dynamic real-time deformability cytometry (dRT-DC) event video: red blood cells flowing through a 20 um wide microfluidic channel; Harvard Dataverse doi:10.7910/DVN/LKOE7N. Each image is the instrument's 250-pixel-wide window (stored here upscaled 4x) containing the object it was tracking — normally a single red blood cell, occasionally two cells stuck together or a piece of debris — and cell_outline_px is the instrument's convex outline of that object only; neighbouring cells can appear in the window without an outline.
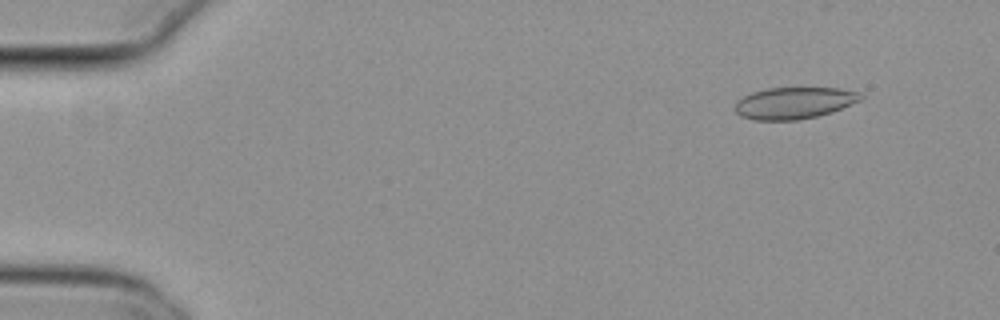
{"species": "common noctule bat (a hibernating species)", "species_latin": "Nyctalus noctula", "temperature_condition": "cold", "stored_images_in_passage": 24, "camera_frame_rate_fps": 3000, "um_per_image_px": 0.085, "animal": {"sex": "female", "body_mass_g": 29.2, "forearm_length_mm": 56.3}, "frame": {"image": 1, "passage_image": 6, "time_ms": 1.667, "image_size_px": [1000, 320], "cell_outline_px": [[864, 100], [832, 112], [816, 116], [796, 120], [752, 120], [740, 116], [736, 112], [736, 100], [752, 92], [768, 88], [840, 88], [860, 92], [864, 96]], "centroid_in_image_um": [67.54, 8.75], "position_along_channel_um": 17.5, "area_um2": 23.41}}
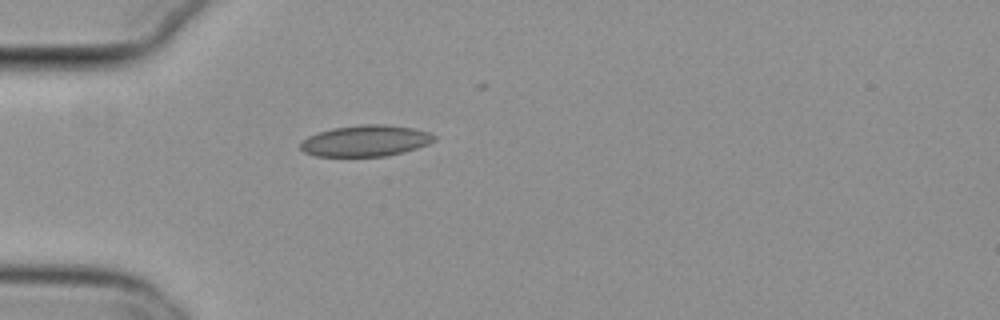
{"frame": {"image": 2, "passage_image": 17, "time_ms": 5.333, "image_size_px": [1000, 320], "cell_outline_px": [[436, 140], [428, 144], [416, 148], [384, 156], [316, 156], [304, 152], [300, 148], [300, 140], [308, 136], [332, 128], [360, 124], [388, 124], [412, 128], [428, 132], [436, 136]], "centroid_in_image_um": [31.05, 11.96], "position_along_channel_um": 54.0, "area_um2": 24.28}}
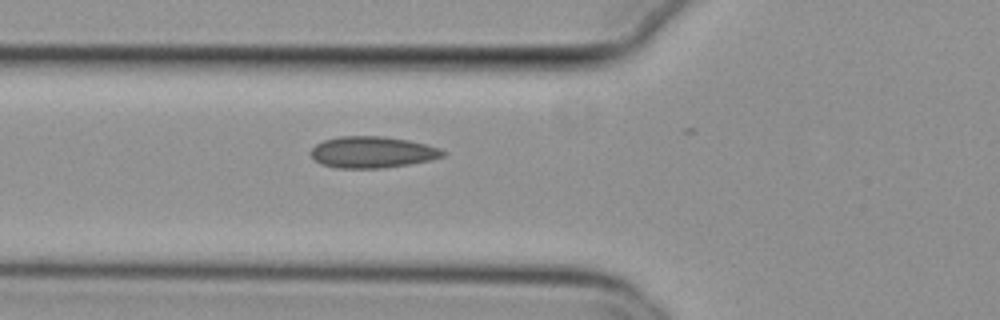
{"frame": {"image": 3, "passage_image": 21, "time_ms": 6.667, "image_size_px": [1000, 320], "cell_outline_px": [[448, 152], [444, 156], [432, 160], [408, 164], [380, 168], [336, 168], [320, 164], [308, 152], [316, 144], [324, 140], [340, 136], [384, 136], [408, 140], [440, 148]], "centroid_in_image_um": [31.65, 12.93], "position_along_channel_um": 94.2, "area_um2": 24.28}}